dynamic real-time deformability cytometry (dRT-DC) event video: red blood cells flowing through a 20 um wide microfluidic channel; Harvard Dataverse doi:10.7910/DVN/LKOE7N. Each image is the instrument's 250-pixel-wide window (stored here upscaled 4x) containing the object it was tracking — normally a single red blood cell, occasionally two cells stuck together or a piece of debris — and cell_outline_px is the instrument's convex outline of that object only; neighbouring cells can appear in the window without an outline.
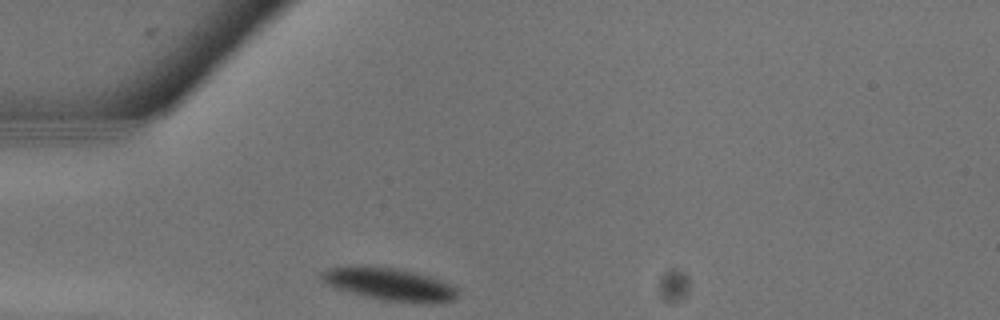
{"species": "common noctule bat (a hibernating species)", "species_latin": "Nyctalus noctula", "temperature_condition": "warm", "stored_images_in_passage": 5, "camera_frame_rate_fps": 3000, "um_per_image_px": 0.085, "animal": {"sex": "male", "body_mass_g": 13.3}, "frame": {"image": 1, "passage_image": 1, "time_ms": 0.0, "image_size_px": [1000, 320], "cell_outline_px": [[460, 292], [452, 300], [432, 304], [428, 304], [384, 300], [336, 288], [320, 280], [316, 276], [320, 272], [328, 268], [396, 268], [416, 272], [432, 276], [452, 284]], "centroid_in_image_um": [33.2, 24.18], "position_along_channel_um": 51.8, "area_um2": 25.37}}
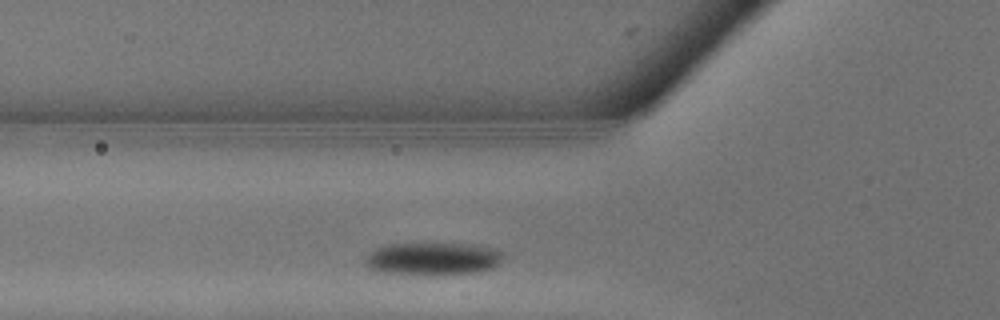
{"frame": {"image": 2, "passage_image": 3, "time_ms": 0.667, "image_size_px": [1000, 320], "cell_outline_px": [[504, 260], [500, 264], [492, 268], [476, 272], [444, 276], [424, 276], [384, 272], [368, 268], [364, 264], [364, 256], [376, 248], [388, 244], [476, 244], [496, 248], [504, 252]], "centroid_in_image_um": [36.84, 22.02], "position_along_channel_um": 89.0, "area_um2": 27.17}}
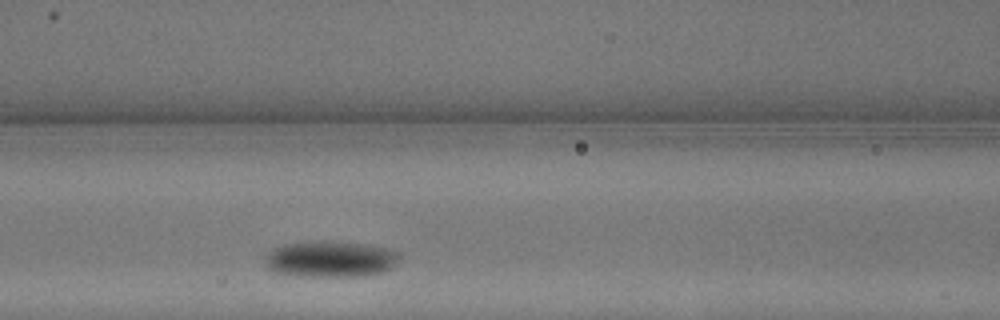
{"frame": {"image": 3, "passage_image": 5, "time_ms": 1.333, "image_size_px": [1000, 320], "cell_outline_px": [[400, 256], [392, 268], [384, 272], [364, 276], [312, 276], [272, 272], [264, 264], [264, 256], [272, 248], [284, 244], [316, 240], [324, 240], [368, 244], [388, 248], [396, 252]], "centroid_in_image_um": [28.06, 22.0], "position_along_channel_um": 138.5, "area_um2": 28.73}}